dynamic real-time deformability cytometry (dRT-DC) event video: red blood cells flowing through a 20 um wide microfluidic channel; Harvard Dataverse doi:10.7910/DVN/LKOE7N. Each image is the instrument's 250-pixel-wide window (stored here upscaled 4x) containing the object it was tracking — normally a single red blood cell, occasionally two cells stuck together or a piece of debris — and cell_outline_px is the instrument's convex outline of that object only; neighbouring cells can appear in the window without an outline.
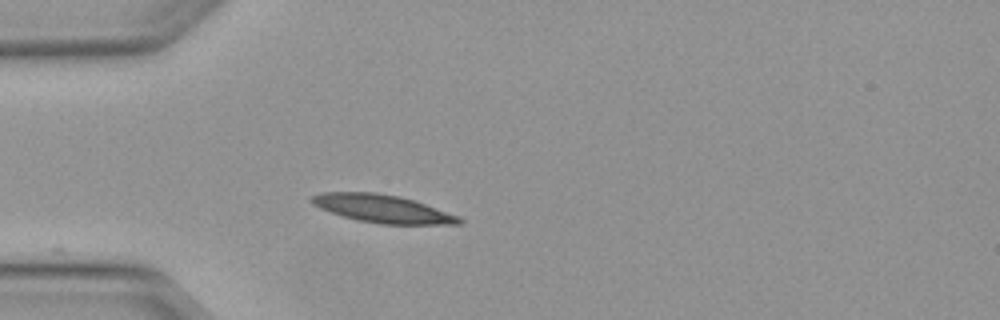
{"species": "Egyptian fruit bat (a non-hibernating species)", "species_latin": "Rousettus aegyptiacus", "temperature_condition": "warm", "stored_images_in_passage": 10, "camera_frame_rate_fps": 3000, "um_per_image_px": 0.085, "animal": {"sex": "female"}, "frame": {"image": 1, "passage_image": 1, "time_ms": 0.0, "image_size_px": [1000, 320], "cell_outline_px": [[464, 220], [460, 224], [380, 224], [356, 220], [320, 208], [312, 204], [308, 200], [312, 196], [324, 192], [376, 192], [400, 196], [460, 216]], "centroid_in_image_um": [32.51, 17.74], "position_along_channel_um": 52.5, "area_um2": 23.87}}
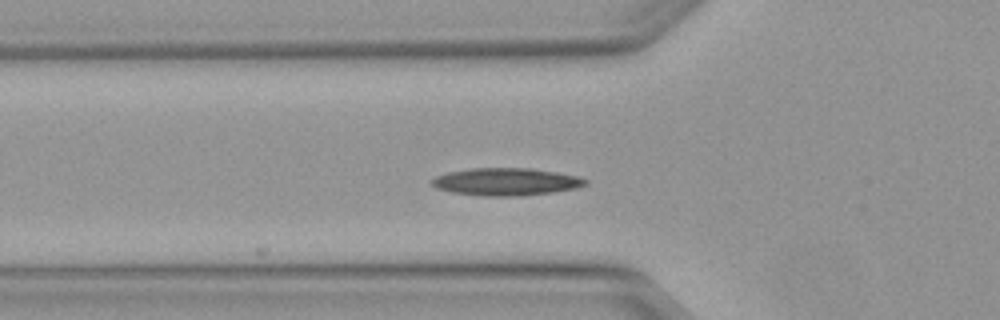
{"frame": {"image": 2, "passage_image": 4, "time_ms": 1.0, "image_size_px": [1000, 320], "cell_outline_px": [[588, 184], [576, 188], [552, 192], [520, 196], [480, 196], [452, 192], [436, 188], [432, 184], [432, 180], [436, 176], [448, 172], [472, 168], [532, 168], [556, 172], [576, 176], [588, 180]], "centroid_in_image_um": [43.02, 15.45], "position_along_channel_um": 82.8, "area_um2": 24.57}}
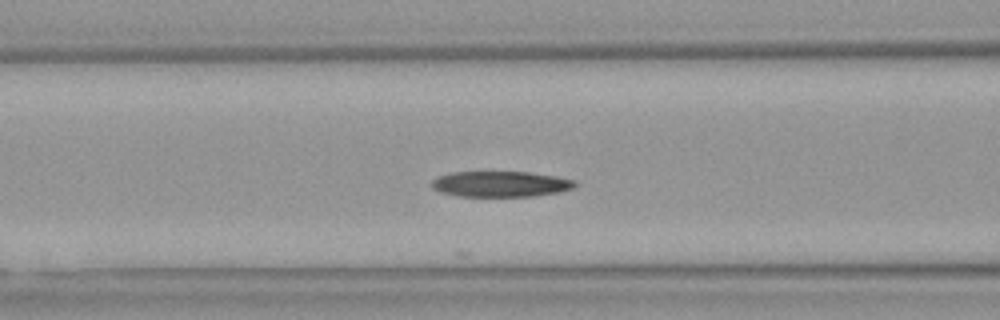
{"frame": {"image": 3, "passage_image": 7, "time_ms": 2.0, "image_size_px": [1000, 320], "cell_outline_px": [[576, 184], [572, 188], [560, 192], [536, 196], [460, 196], [440, 192], [432, 188], [432, 180], [436, 176], [452, 172], [528, 172], [556, 176], [576, 180]], "centroid_in_image_um": [42.55, 15.64], "position_along_channel_um": 124.1, "area_um2": 21.5}}